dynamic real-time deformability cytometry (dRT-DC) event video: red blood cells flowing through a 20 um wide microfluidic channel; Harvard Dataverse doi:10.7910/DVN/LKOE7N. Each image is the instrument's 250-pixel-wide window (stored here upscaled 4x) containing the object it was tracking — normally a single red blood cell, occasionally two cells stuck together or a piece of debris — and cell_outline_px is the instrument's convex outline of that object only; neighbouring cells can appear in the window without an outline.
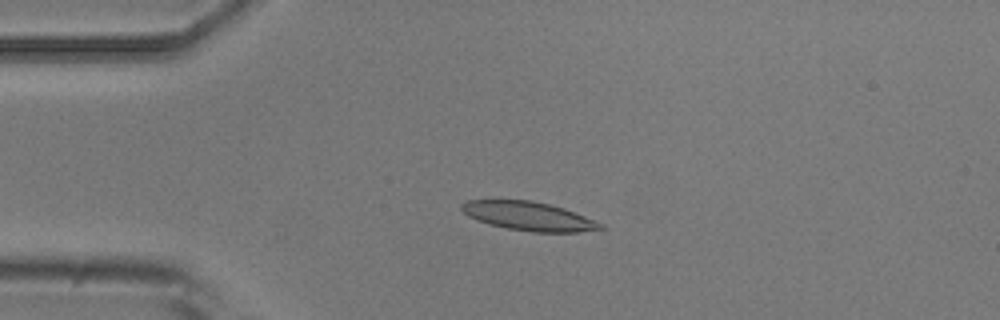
{"species": "common noctule bat (a hibernating species)", "species_latin": "Nyctalus noctula", "temperature_condition": "room temperature", "stored_images_in_passage": 5, "camera_frame_rate_fps": 3000, "um_per_image_px": 0.085, "animal": {"sex": "male", "body_mass_g": 20.5, "forearm_length_mm": 52.5}, "frame": {"image": 1, "passage_image": 4, "time_ms": 3.667, "image_size_px": [1000, 320], "cell_outline_px": [[604, 228], [580, 232], [532, 232], [508, 228], [488, 224], [476, 220], [468, 216], [460, 208], [460, 204], [468, 200], [532, 200], [564, 208], [604, 224]], "centroid_in_image_um": [44.92, 18.37], "position_along_channel_um": 40.1, "area_um2": 23.24}}